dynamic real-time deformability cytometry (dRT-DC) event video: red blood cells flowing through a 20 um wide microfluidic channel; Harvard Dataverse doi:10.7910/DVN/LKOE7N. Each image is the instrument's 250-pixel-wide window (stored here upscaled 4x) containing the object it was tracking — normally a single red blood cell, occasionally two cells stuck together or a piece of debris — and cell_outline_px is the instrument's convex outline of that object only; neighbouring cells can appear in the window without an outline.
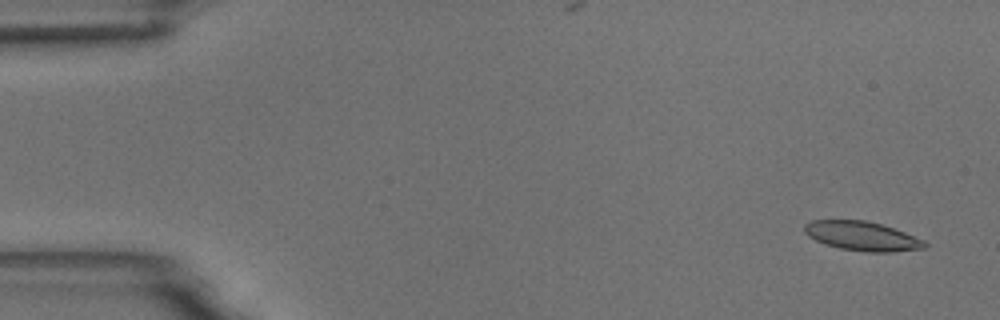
{"species": "common noctule bat (a hibernating species)", "species_latin": "Nyctalus noctula", "temperature_condition": "room temperature", "stored_images_in_passage": 4, "camera_frame_rate_fps": 3000, "um_per_image_px": 0.085, "animal": {"sex": "male", "body_mass_g": 18.8}, "frame": {"image": 1, "passage_image": 1, "time_ms": 0.0, "image_size_px": [1000, 320], "cell_outline_px": [[928, 244], [924, 248], [892, 252], [868, 252], [840, 248], [824, 244], [808, 236], [804, 232], [804, 224], [812, 220], [864, 220], [880, 224], [904, 232], [924, 240]], "centroid_in_image_um": [73.26, 20.07], "position_along_channel_um": 11.7, "area_um2": 20.35}}
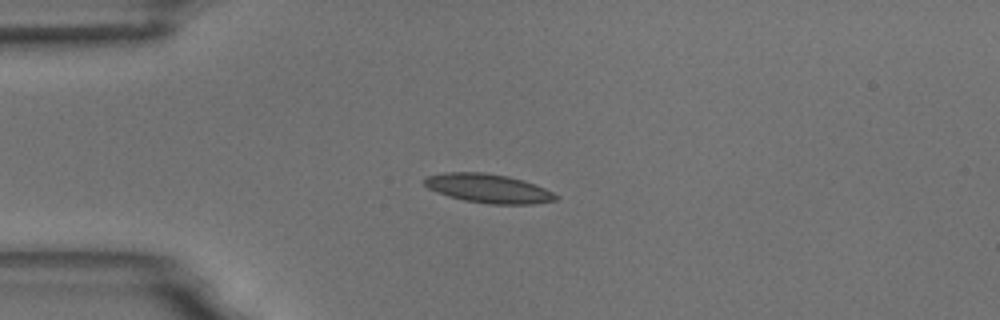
{"frame": {"image": 2, "passage_image": 4, "time_ms": 3.667, "image_size_px": [1000, 320], "cell_outline_px": [[560, 196], [556, 200], [532, 204], [488, 204], [464, 200], [448, 196], [436, 192], [428, 188], [424, 184], [424, 180], [428, 176], [444, 172], [484, 172], [508, 176], [524, 180], [536, 184]], "centroid_in_image_um": [41.52, 16.01], "position_along_channel_um": 43.5, "area_um2": 22.25}}